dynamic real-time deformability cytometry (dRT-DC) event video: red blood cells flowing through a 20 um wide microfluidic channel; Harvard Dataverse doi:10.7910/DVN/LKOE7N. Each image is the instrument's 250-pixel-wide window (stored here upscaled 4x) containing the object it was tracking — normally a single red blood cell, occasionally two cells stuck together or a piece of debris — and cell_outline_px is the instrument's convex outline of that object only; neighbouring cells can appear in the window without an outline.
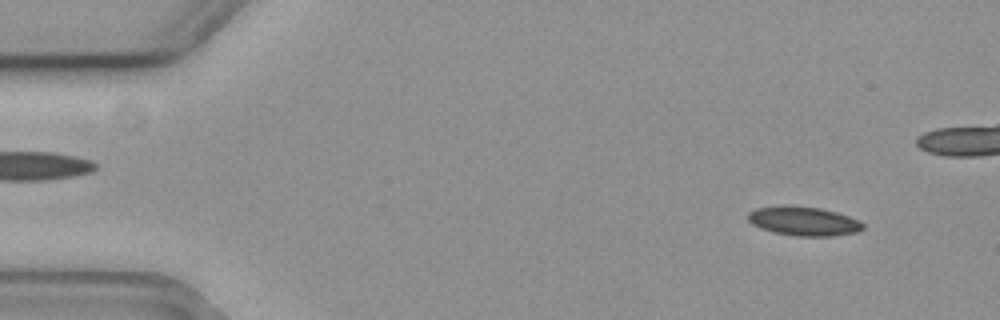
{"species": "common noctule bat (a hibernating species)", "species_latin": "Nyctalus noctula", "temperature_condition": "cold", "stored_images_in_passage": 45, "camera_frame_rate_fps": 3000, "um_per_image_px": 0.085, "animal": {"sex": "female", "body_mass_g": 19.3, "forearm_length_mm": 54.1}, "frame": {"image": 1, "passage_image": 1, "time_ms": 0.0, "image_size_px": [1000, 320], "cell_outline_px": [[864, 228], [856, 232], [832, 236], [796, 236], [772, 232], [760, 228], [752, 224], [748, 220], [748, 212], [756, 208], [784, 204], [820, 208], [836, 212], [848, 216], [864, 224]], "centroid_in_image_um": [68.26, 18.79], "position_along_channel_um": 16.7, "area_um2": 19.59}}
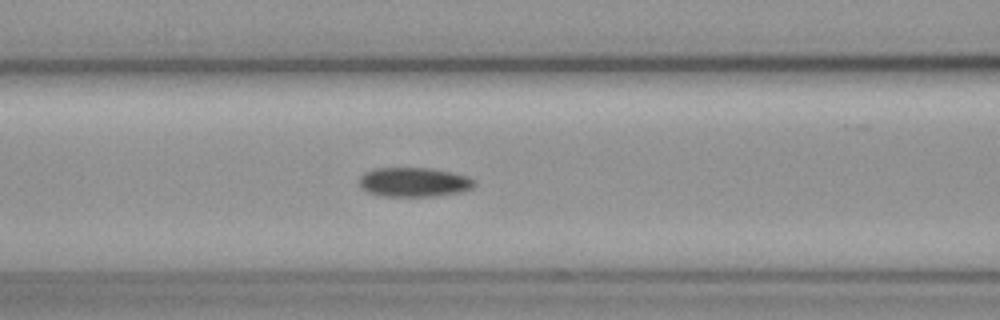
{"frame": {"image": 2, "passage_image": 19, "time_ms": 6.0, "image_size_px": [1000, 320], "cell_outline_px": [[476, 184], [472, 188], [460, 192], [436, 196], [380, 196], [368, 192], [360, 188], [360, 176], [364, 172], [376, 168], [432, 168], [452, 172], [468, 176], [476, 180]], "centroid_in_image_um": [35.2, 15.48], "position_along_channel_um": 131.4, "area_um2": 19.88}}
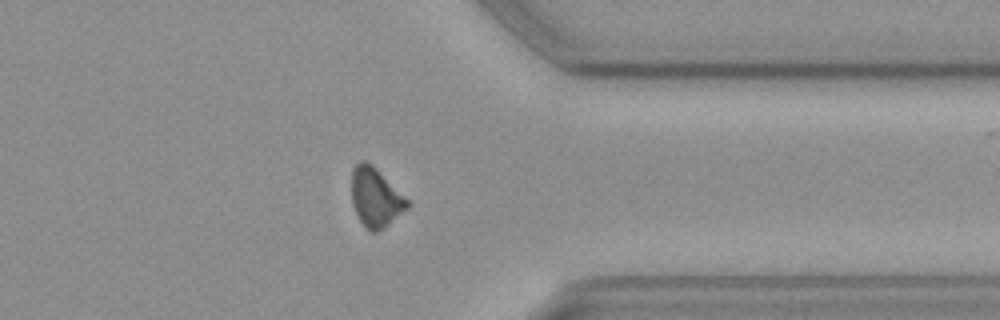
{"frame": {"image": 3, "passage_image": 40, "time_ms": 13.0, "image_size_px": [1000, 320], "cell_outline_px": [[408, 208], [384, 228], [376, 232], [372, 232], [360, 220], [352, 204], [352, 168], [360, 160], [364, 160], [372, 164], [408, 200]], "centroid_in_image_um": [31.91, 16.76], "position_along_channel_um": 379.5, "area_um2": 18.84}, "authors_computed_cell_mechanics": {"area_um2": 19.7098, "velocity_mm_per_s": 3.6752, "shape_relaxation_time_tau1_ms": 6.0292, "shape_relaxation_time_tau2_ms": null, "deformation_change_tau1": 0.0948, "deformation_change_tau2": null}}